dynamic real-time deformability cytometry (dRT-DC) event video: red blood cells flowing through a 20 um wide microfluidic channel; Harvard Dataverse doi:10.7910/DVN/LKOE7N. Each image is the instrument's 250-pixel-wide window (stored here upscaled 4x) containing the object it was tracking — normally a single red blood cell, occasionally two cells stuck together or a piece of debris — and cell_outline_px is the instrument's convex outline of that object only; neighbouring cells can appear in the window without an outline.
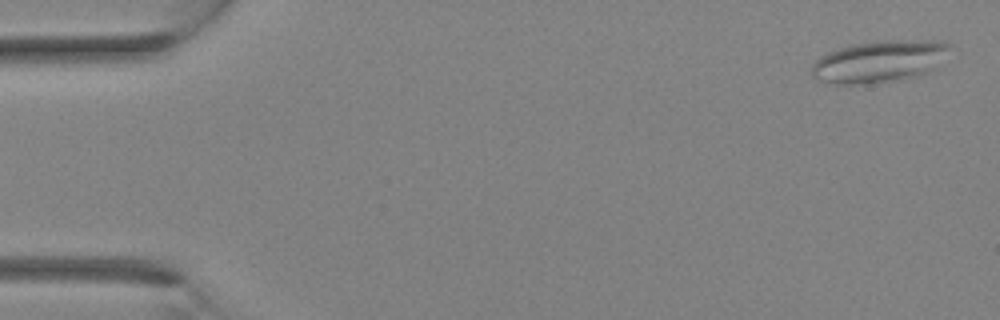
{"species": "Egyptian fruit bat (a non-hibernating species)", "species_latin": "Rousettus aegyptiacus", "temperature_condition": "room temperature", "stored_images_in_passage": 4, "camera_frame_rate_fps": 3000, "um_per_image_px": 0.085, "animal": {"sex": "female"}, "frame": {"image": 1, "passage_image": 1, "time_ms": 0.0, "image_size_px": [1000, 320], "cell_outline_px": [[948, 48], [924, 72], [916, 76], [856, 84], [832, 84], [816, 80], [812, 76], [812, 64], [820, 56], [828, 52], [840, 48], [856, 44], [884, 40], [932, 40], [948, 44]], "centroid_in_image_um": [74.55, 5.21], "position_along_channel_um": 10.4, "area_um2": 32.19}}